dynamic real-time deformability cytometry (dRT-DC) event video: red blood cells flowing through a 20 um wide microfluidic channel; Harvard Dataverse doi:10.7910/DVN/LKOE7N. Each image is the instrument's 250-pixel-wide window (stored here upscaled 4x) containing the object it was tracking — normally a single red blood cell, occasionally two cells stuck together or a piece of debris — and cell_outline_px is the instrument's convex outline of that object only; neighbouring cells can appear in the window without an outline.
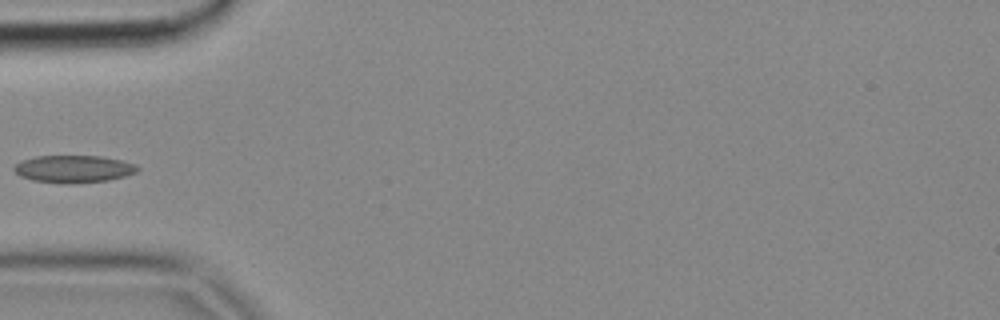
{"species": "common noctule bat (a hibernating species)", "species_latin": "Nyctalus noctula", "temperature_condition": "cold", "stored_images_in_passage": 5, "camera_frame_rate_fps": 3000, "um_per_image_px": 0.085, "animal": {"sex": "female", "body_mass_g": 18.4}, "frame": {"image": 1, "passage_image": 4, "time_ms": 1.0, "image_size_px": [1000, 320], "cell_outline_px": [[140, 168], [136, 172], [124, 176], [108, 180], [72, 184], [60, 184], [32, 180], [20, 176], [12, 168], [20, 160], [36, 156], [100, 156], [120, 160], [136, 164]], "centroid_in_image_um": [6.23, 14.37], "position_along_channel_um": 78.8, "area_um2": 19.83}}